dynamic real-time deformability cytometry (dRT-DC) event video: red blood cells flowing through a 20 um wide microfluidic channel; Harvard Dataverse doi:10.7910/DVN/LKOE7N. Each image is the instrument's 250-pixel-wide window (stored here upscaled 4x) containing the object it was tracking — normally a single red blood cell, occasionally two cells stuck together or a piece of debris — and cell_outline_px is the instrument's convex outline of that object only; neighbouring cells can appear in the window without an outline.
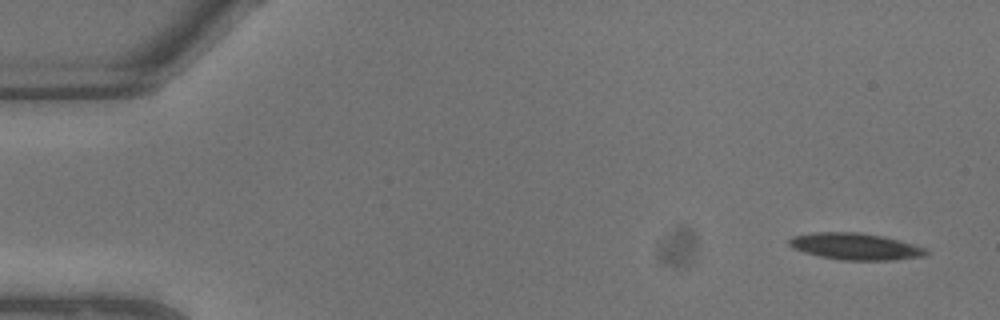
{"species": "common noctule bat (a hibernating species)", "species_latin": "Nyctalus noctula", "temperature_condition": "warm", "stored_images_in_passage": 9, "camera_frame_rate_fps": 3000, "um_per_image_px": 0.085, "animal": {"sex": "male", "body_mass_g": 13.3}, "frame": {"image": 1, "passage_image": 1, "time_ms": 0.0, "image_size_px": [1000, 320], "cell_outline_px": [[928, 252], [924, 256], [896, 260], [840, 260], [820, 256], [804, 252], [792, 248], [788, 244], [788, 240], [792, 236], [812, 232], [860, 232], [884, 236], [900, 240], [928, 248]], "centroid_in_image_um": [72.72, 20.94], "position_along_channel_um": 12.3, "area_um2": 21.56}}
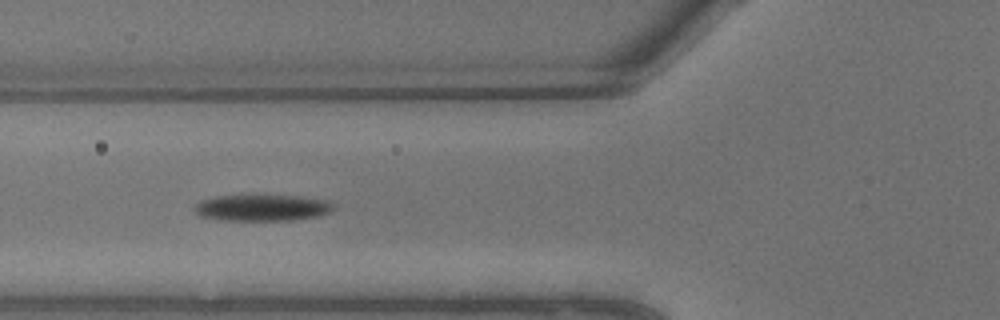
{"frame": {"image": 2, "passage_image": 8, "time_ms": 2.333, "image_size_px": [1000, 320], "cell_outline_px": [[336, 208], [332, 212], [320, 216], [292, 220], [224, 220], [200, 216], [192, 208], [200, 200], [216, 196], [300, 196], [332, 200], [336, 204]], "centroid_in_image_um": [22.39, 17.66], "position_along_channel_um": 103.4, "area_um2": 21.62}}